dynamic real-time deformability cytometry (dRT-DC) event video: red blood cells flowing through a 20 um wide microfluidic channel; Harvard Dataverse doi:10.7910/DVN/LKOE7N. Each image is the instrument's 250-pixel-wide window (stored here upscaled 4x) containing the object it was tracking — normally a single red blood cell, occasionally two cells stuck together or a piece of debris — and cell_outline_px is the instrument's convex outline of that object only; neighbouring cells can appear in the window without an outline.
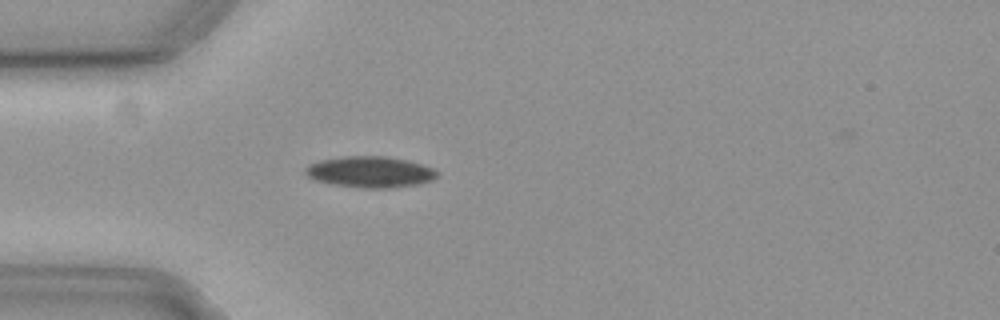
{"species": "common noctule bat (a hibernating species)", "species_latin": "Nyctalus noctula", "temperature_condition": "cold", "stored_images_in_passage": 18, "camera_frame_rate_fps": 3000, "um_per_image_px": 0.085, "animal": {"sex": "female", "body_mass_g": 19.3, "forearm_length_mm": 54.1}, "frame": {"image": 1, "passage_image": 10, "time_ms": 3.0, "image_size_px": [1000, 320], "cell_outline_px": [[436, 176], [432, 180], [416, 184], [392, 188], [368, 188], [336, 184], [316, 180], [308, 176], [304, 172], [304, 168], [308, 164], [320, 160], [344, 156], [384, 156], [404, 160], [420, 164], [432, 168], [436, 172]], "centroid_in_image_um": [31.41, 14.61], "position_along_channel_um": 53.6, "area_um2": 23.47}}